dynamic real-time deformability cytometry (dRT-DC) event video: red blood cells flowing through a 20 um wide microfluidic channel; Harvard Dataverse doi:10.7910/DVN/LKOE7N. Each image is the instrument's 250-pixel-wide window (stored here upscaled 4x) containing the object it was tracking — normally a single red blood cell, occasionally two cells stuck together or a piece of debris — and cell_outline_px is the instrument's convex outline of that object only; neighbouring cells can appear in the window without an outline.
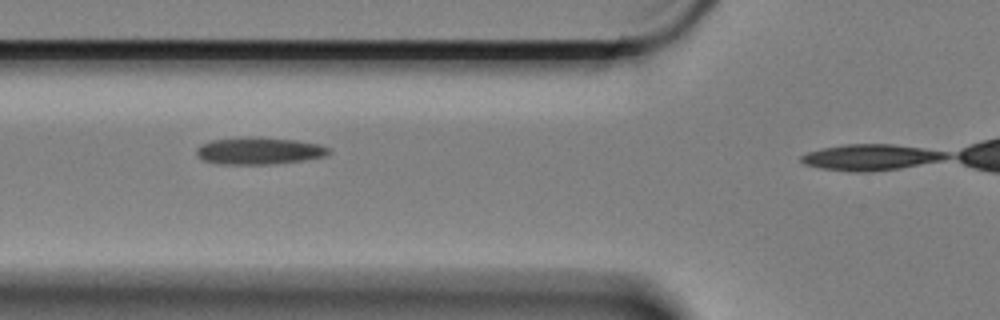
{"species": "Egyptian fruit bat (a non-hibernating species)", "species_latin": "Rousettus aegyptiacus", "temperature_condition": "cold", "stored_images_in_passage": 4, "segment_of_instrument_passage": [1, 2], "camera_frame_rate_fps": 3000, "um_per_image_px": 0.085, "animal": {"sex": "female"}, "frame": {"image": 1, "passage_image": 2, "time_ms": 0.333, "image_size_px": [1000, 320], "cell_outline_px": [[332, 152], [324, 156], [304, 160], [272, 164], [220, 164], [204, 160], [196, 156], [196, 148], [200, 144], [208, 140], [244, 136], [260, 136], [296, 140], [320, 144], [332, 148]], "centroid_in_image_um": [22.01, 12.8], "position_along_channel_um": 103.8, "area_um2": 21.44}}
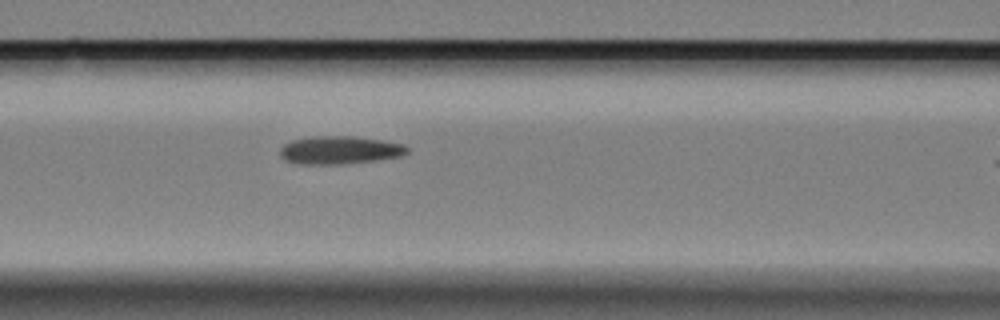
{"frame": {"image": 2, "passage_image": 3, "time_ms": 0.667, "image_size_px": [1000, 320], "cell_outline_px": [[408, 152], [400, 156], [376, 160], [340, 164], [300, 164], [288, 160], [280, 156], [280, 148], [284, 144], [292, 140], [312, 136], [356, 136], [384, 140], [404, 144], [408, 148]], "centroid_in_image_um": [28.89, 12.74], "position_along_channel_um": 137.7, "area_um2": 20.75}}